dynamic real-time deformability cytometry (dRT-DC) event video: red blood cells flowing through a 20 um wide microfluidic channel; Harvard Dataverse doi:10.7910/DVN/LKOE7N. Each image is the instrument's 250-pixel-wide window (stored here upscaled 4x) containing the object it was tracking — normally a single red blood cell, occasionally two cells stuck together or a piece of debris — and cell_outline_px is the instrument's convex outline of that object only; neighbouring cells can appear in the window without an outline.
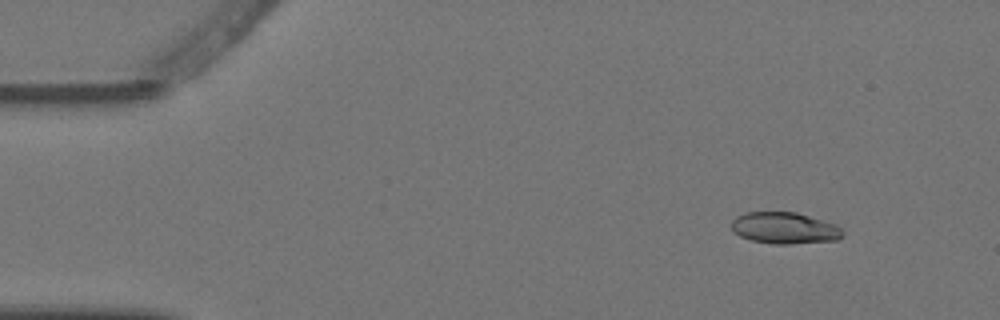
{"species": "Egyptian fruit bat (a non-hibernating species)", "species_latin": "Rousettus aegyptiacus", "temperature_condition": "warm", "stored_images_in_passage": 5, "segment_of_instrument_passage": [2, 2], "camera_frame_rate_fps": 3000, "um_per_image_px": 0.085, "animal": {"sex": "female"}, "frame": {"image": 1, "passage_image": 5, "time_ms": 1.333, "image_size_px": [1000, 320], "cell_outline_px": [[844, 232], [836, 240], [788, 244], [772, 244], [752, 240], [740, 236], [732, 232], [732, 220], [736, 216], [744, 212], [796, 212], [836, 224]], "centroid_in_image_um": [66.65, 19.38], "position_along_channel_um": 18.3, "area_um2": 20.4}}